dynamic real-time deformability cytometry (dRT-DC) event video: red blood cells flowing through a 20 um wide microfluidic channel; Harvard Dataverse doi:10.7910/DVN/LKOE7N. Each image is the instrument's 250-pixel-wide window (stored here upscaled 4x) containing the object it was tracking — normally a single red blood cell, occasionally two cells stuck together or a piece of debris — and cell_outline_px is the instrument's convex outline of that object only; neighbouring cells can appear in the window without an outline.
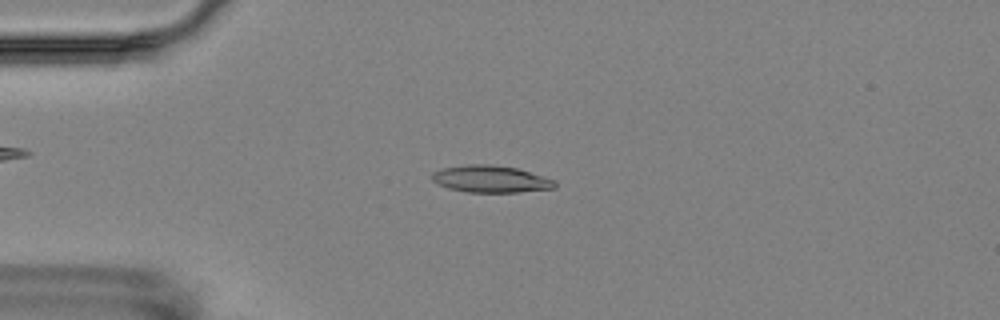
{"species": "Egyptian fruit bat (a non-hibernating species)", "species_latin": "Rousettus aegyptiacus", "temperature_condition": "room temperature", "stored_images_in_passage": 6, "camera_frame_rate_fps": 3000, "um_per_image_px": 0.085, "animal": {"sex": "female"}, "frame": {"image": 1, "passage_image": 3, "time_ms": 2.333, "image_size_px": [1000, 320], "cell_outline_px": [[556, 188], [520, 192], [468, 192], [448, 188], [436, 184], [432, 180], [432, 172], [440, 168], [464, 164], [492, 164], [516, 168], [556, 180]], "centroid_in_image_um": [41.68, 15.21], "position_along_channel_um": 43.3, "area_um2": 19.54}}
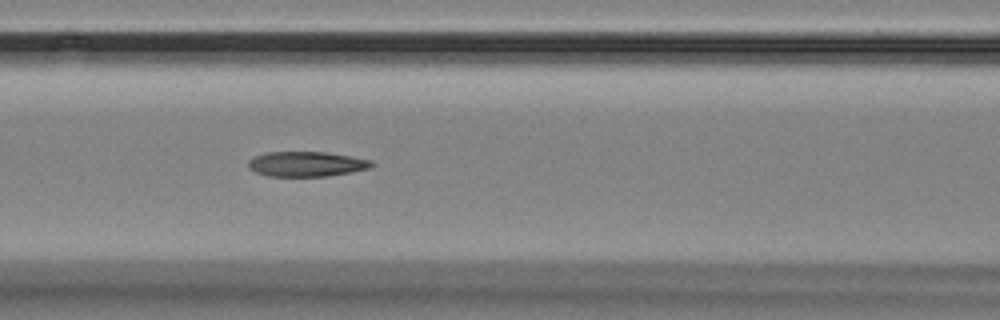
{"frame": {"image": 2, "passage_image": 6, "time_ms": 5.667, "image_size_px": [1000, 320], "cell_outline_px": [[376, 164], [368, 168], [352, 172], [328, 176], [268, 176], [256, 172], [248, 168], [248, 160], [256, 156], [268, 152], [324, 152], [352, 156], [372, 160]], "centroid_in_image_um": [26.07, 13.94], "position_along_channel_um": 140.5, "area_um2": 17.98}}